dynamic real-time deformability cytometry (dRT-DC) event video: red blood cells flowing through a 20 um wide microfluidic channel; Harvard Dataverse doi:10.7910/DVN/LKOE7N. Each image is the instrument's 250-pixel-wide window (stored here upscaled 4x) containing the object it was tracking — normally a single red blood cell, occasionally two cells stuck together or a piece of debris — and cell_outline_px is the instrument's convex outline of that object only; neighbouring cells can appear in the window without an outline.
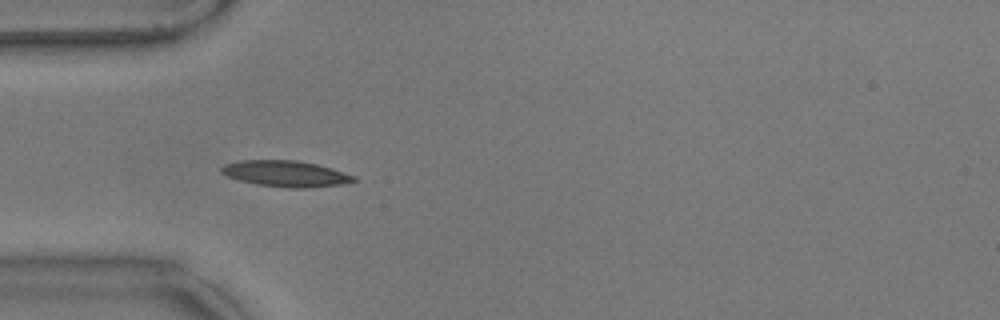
{"species": "common noctule bat (a hibernating species)", "species_latin": "Nyctalus noctula", "temperature_condition": "warm", "stored_images_in_passage": 57, "camera_frame_rate_fps": 3000, "um_per_image_px": 0.085, "animal": {"sex": "male", "body_mass_g": 17.9}, "frame": {"image": 1, "passage_image": 17, "time_ms": 5.333, "image_size_px": [1000, 320], "cell_outline_px": [[356, 180], [340, 184], [308, 188], [288, 188], [256, 184], [240, 180], [228, 176], [220, 172], [220, 168], [224, 164], [240, 160], [296, 160], [316, 164], [332, 168], [356, 176]], "centroid_in_image_um": [24.27, 14.76], "position_along_channel_um": 60.7, "area_um2": 20.06}}
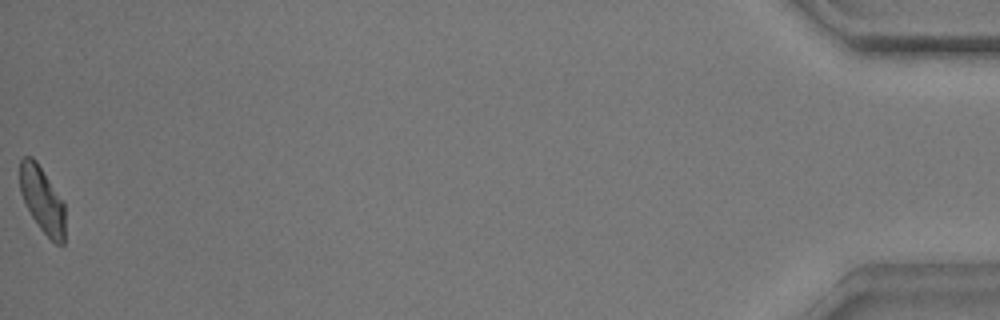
{"frame": {"image": 2, "passage_image": 57, "time_ms": 18.667, "image_size_px": [1000, 320], "cell_outline_px": [[64, 244], [56, 244], [40, 228], [32, 216], [20, 192], [20, 160], [24, 156], [32, 156], [36, 160], [64, 204]], "centroid_in_image_um": [3.58, 16.97], "position_along_channel_um": 431.6, "area_um2": 16.94}, "authors_computed_cell_mechanics": {"area_um2": 17.9758, "velocity_mm_per_s": 3.5413, "shape_relaxation_time_tau1_ms": 4.513, "shape_relaxation_time_tau2_ms": 4.3143, "deformation_change_tau1": 0.1569, "deformation_change_tau2": 0.1105}}